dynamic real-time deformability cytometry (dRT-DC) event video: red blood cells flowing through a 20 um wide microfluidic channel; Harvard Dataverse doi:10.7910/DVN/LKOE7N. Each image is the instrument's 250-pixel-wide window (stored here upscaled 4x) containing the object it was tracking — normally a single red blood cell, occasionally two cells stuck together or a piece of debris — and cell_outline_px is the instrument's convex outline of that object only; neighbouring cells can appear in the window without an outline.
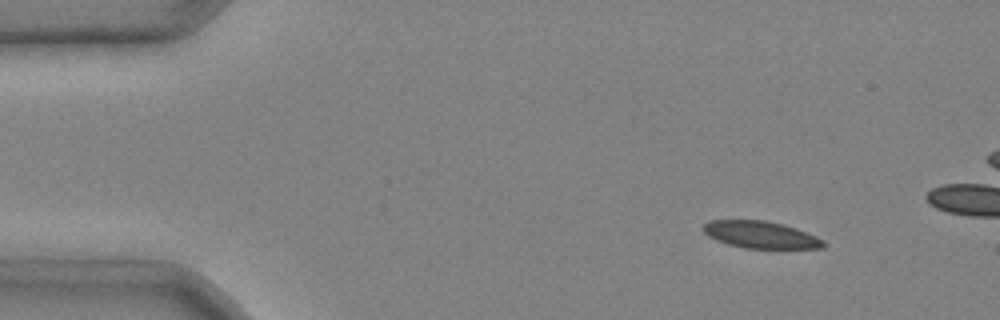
{"species": "common noctule bat (a hibernating species)", "species_latin": "Nyctalus noctula", "temperature_condition": "cold", "stored_images_in_passage": 5, "segment_of_instrument_passage": [2, 2], "camera_frame_rate_fps": 3000, "um_per_image_px": 0.085, "animal": {"sex": "male", "body_mass_g": 20.4}, "frame": {"image": 1, "passage_image": 5, "time_ms": 1.333, "image_size_px": [1000, 320], "cell_outline_px": [[828, 244], [824, 248], [744, 248], [728, 244], [716, 240], [708, 236], [700, 228], [708, 220], [764, 220], [784, 224], [796, 228], [816, 236], [824, 240]], "centroid_in_image_um": [64.65, 19.95], "position_along_channel_um": 20.3, "area_um2": 19.13}}